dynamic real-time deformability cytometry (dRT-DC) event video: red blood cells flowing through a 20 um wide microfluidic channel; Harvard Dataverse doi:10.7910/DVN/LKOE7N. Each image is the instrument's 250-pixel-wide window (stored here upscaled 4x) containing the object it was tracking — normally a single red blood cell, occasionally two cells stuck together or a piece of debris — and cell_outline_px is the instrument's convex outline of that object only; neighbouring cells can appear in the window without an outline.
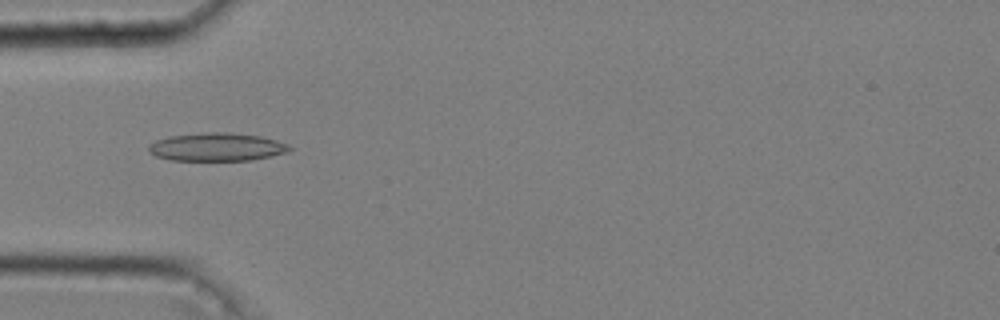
{"species": "common noctule bat (a hibernating species)", "species_latin": "Nyctalus noctula", "temperature_condition": "cold", "stored_images_in_passage": 51, "camera_frame_rate_fps": 3000, "um_per_image_px": 0.085, "animal": {"sex": "male", "body_mass_g": 20.4}, "frame": {"image": 1, "passage_image": 17, "time_ms": 5.333, "image_size_px": [1000, 320], "cell_outline_px": [[292, 148], [288, 152], [252, 160], [172, 160], [156, 156], [148, 152], [148, 144], [156, 140], [168, 136], [208, 132], [228, 132], [260, 136], [276, 140], [288, 144]], "centroid_in_image_um": [18.41, 12.49], "position_along_channel_um": 66.6, "area_um2": 23.12}}
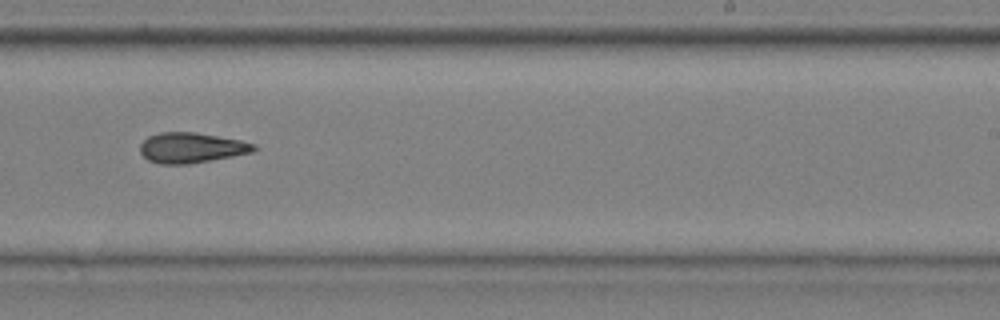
{"frame": {"image": 2, "passage_image": 34, "time_ms": 11.0, "image_size_px": [1000, 320], "cell_outline_px": [[260, 148], [256, 152], [188, 164], [160, 164], [148, 160], [140, 152], [140, 144], [148, 136], [160, 132], [196, 132], [240, 140], [256, 144]], "centroid_in_image_um": [16.31, 12.56], "position_along_channel_um": 272.7, "area_um2": 20.29}}
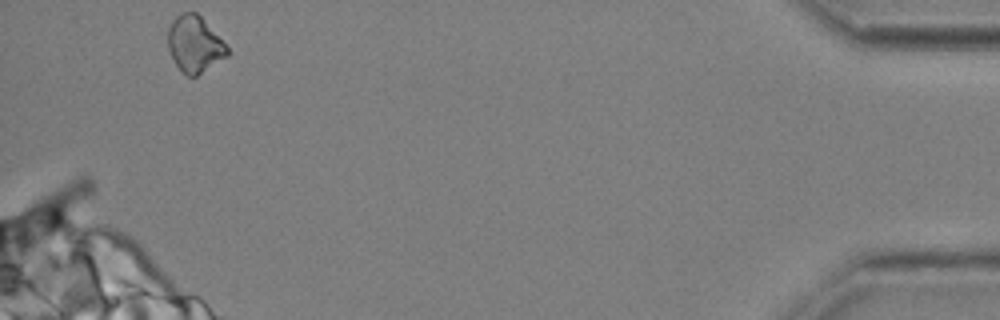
{"frame": {"image": 3, "passage_image": 51, "time_ms": 16.667, "image_size_px": [1000, 320], "cell_outline_px": [[232, 52], [228, 56], [196, 76], [188, 76], [176, 64], [168, 48], [168, 28], [172, 20], [180, 12], [196, 12], [200, 16]], "centroid_in_image_um": [16.55, 3.74], "position_along_channel_um": 418.7, "area_um2": 19.25}, "authors_computed_cell_mechanics": {"area_um2": 20.4034, "velocity_mm_per_s": 3.6451, "shape_relaxation_time_tau1_ms": 3.9676, "shape_relaxation_time_tau2_ms": 5.5015, "deformation_change_tau1": 0.1398, "deformation_change_tau2": 0.1614}}